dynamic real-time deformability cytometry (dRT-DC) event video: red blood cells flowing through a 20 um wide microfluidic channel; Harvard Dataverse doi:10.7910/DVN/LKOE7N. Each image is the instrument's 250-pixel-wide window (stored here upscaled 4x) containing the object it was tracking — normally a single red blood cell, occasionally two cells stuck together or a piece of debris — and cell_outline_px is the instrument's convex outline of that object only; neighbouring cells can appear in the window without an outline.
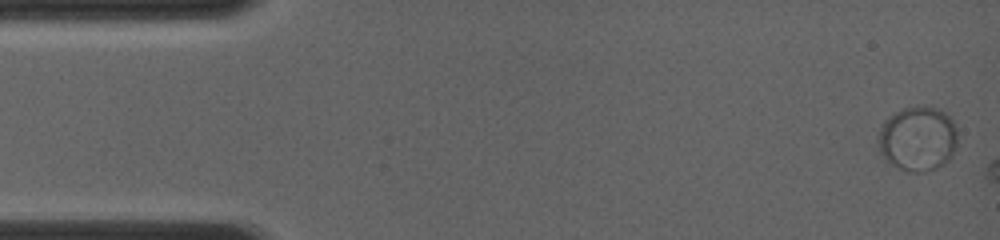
{"species": "common noctule bat (a hibernating species)", "species_latin": "Nyctalus noctula", "temperature_condition": "room temperature", "stored_images_in_passage": 41, "camera_frame_rate_fps": 4000, "um_per_image_px": 0.085, "animal": {"sex": "female", "body_mass_g": 19.0, "forearm_length_mm": 56.7}, "frame": {"image": 1, "passage_image": 1, "time_ms": 0.0, "image_size_px": [1000, 240], "cell_outline_px": [[956, 144], [948, 160], [944, 164], [936, 168], [924, 172], [908, 172], [884, 160], [880, 152], [876, 140], [880, 128], [884, 120], [888, 116], [904, 108], [916, 104], [924, 104], [936, 108], [944, 112], [952, 120], [956, 128]], "centroid_in_image_um": [77.97, 11.77], "position_along_channel_um": 7.0, "area_um2": 30.35}}
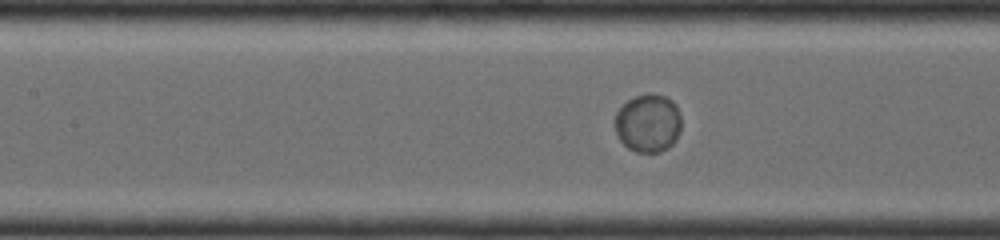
{"frame": {"image": 2, "passage_image": 24, "time_ms": 6.25, "image_size_px": [1000, 240], "cell_outline_px": [[680, 132], [676, 140], [668, 148], [660, 152], [636, 152], [628, 148], [620, 140], [616, 132], [616, 112], [628, 100], [636, 96], [652, 92], [664, 96], [672, 100], [676, 104], [680, 116]], "centroid_in_image_um": [55.11, 10.46], "position_along_channel_um": 152.3, "area_um2": 22.54}}
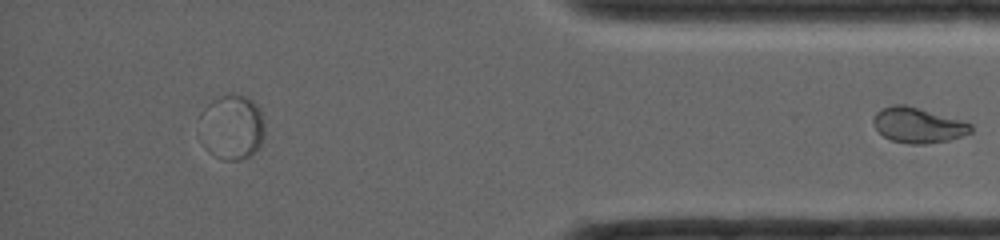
{"frame": {"image": 3, "passage_image": 41, "time_ms": 13.0, "image_size_px": [1000, 240], "cell_outline_px": [[972, 132], [948, 140], [924, 144], [908, 144], [892, 140], [884, 136], [872, 124], [872, 120], [876, 112], [880, 108], [892, 104], [904, 104], [960, 120], [972, 124]], "centroid_in_image_um": [77.98, 10.63], "position_along_channel_um": 357.2, "area_um2": 19.88}}